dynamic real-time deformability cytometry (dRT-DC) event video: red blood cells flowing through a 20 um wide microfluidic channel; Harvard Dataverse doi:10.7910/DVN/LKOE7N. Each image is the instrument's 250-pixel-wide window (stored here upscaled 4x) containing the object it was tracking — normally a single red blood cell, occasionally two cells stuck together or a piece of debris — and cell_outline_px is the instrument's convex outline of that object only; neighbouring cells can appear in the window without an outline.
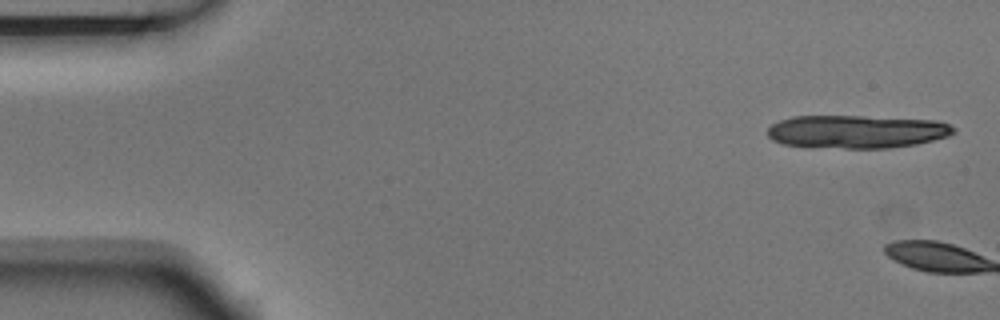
{"species": "Egyptian fruit bat (a non-hibernating species)", "species_latin": "Rousettus aegyptiacus", "temperature_condition": "room temperature", "stored_images_in_passage": 2, "camera_frame_rate_fps": 3000, "um_per_image_px": 0.085, "animal": {"sex": "male"}, "frame": {"image": 1, "passage_image": 1, "time_ms": 0.0, "image_size_px": [1000, 320], "cell_outline_px": [[956, 132], [948, 136], [916, 144], [888, 148], [844, 148], [784, 144], [772, 140], [768, 136], [768, 128], [772, 124], [780, 120], [792, 116], [864, 116], [936, 120], [948, 124], [956, 128]], "centroid_in_image_um": [72.84, 11.18], "position_along_channel_um": 12.2, "area_um2": 35.78}}